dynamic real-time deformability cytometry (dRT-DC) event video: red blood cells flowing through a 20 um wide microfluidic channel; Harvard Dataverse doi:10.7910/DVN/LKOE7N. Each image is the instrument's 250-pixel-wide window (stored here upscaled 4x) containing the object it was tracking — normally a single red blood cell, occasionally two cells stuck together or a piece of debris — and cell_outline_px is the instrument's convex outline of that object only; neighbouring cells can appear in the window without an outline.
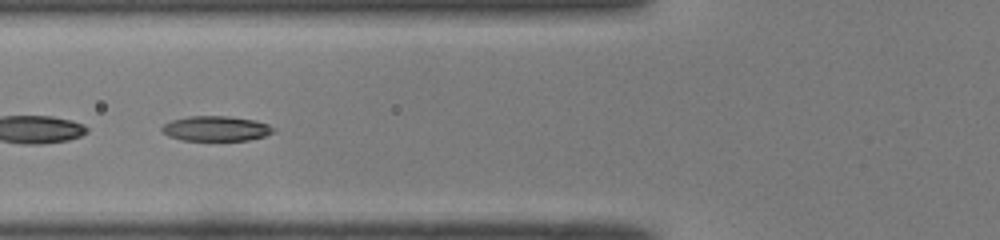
{"species": "common noctule bat (a hibernating species)", "species_latin": "Nyctalus noctula", "temperature_condition": "room temperature", "stored_images_in_passage": 43, "segment_of_instrument_passage": [2, 2], "camera_frame_rate_fps": 3000, "um_per_image_px": 0.085, "animal": {"sex": "male", "body_mass_g": 19.0, "forearm_length_mm": 50.8}, "frame": {"image": 1, "passage_image": 19, "time_ms": 6.0, "image_size_px": [1000, 240], "cell_outline_px": [[276, 132], [264, 136], [248, 140], [184, 140], [168, 136], [160, 132], [160, 128], [164, 124], [172, 120], [188, 116], [228, 116], [256, 120], [268, 124], [276, 128]], "centroid_in_image_um": [18.37, 10.92], "position_along_channel_um": 107.4, "area_um2": 16.42}}
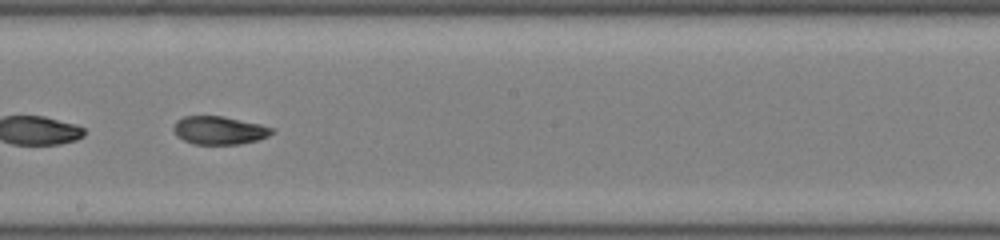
{"frame": {"image": 2, "passage_image": 28, "time_ms": 9.0, "image_size_px": [1000, 240], "cell_outline_px": [[276, 132], [268, 136], [256, 140], [240, 144], [192, 144], [176, 136], [172, 128], [176, 120], [184, 116], [224, 116], [260, 124], [276, 128]], "centroid_in_image_um": [18.64, 11.07], "position_along_channel_um": 229.6, "area_um2": 16.36}}
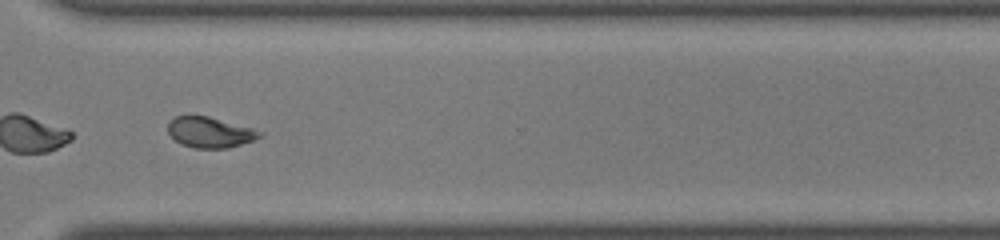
{"frame": {"image": 3, "passage_image": 37, "time_ms": 12.0, "image_size_px": [1000, 240], "cell_outline_px": [[264, 136], [228, 148], [196, 148], [180, 144], [168, 132], [168, 120], [176, 116], [188, 112], [208, 116], [252, 128], [264, 132]], "centroid_in_image_um": [17.8, 11.2], "position_along_channel_um": 352.8, "area_um2": 16.76}}